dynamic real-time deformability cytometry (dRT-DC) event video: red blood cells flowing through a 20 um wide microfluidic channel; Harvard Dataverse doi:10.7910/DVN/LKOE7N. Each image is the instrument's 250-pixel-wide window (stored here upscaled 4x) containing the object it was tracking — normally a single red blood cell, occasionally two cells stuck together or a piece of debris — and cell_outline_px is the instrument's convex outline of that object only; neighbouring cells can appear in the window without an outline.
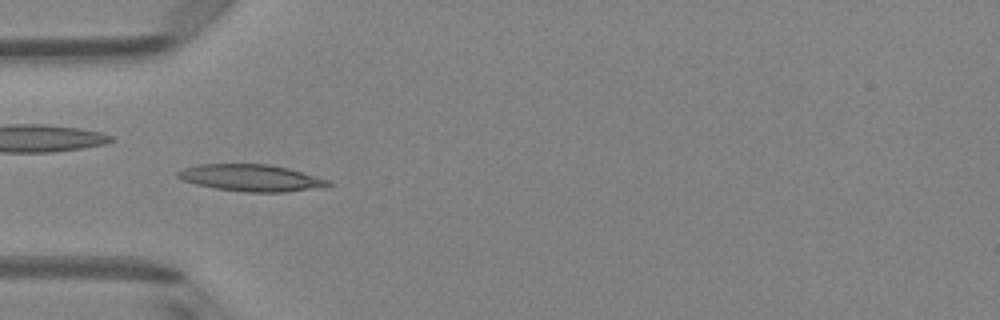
{"species": "Egyptian fruit bat (a non-hibernating species)", "species_latin": "Rousettus aegyptiacus", "temperature_condition": "room temperature", "stored_images_in_passage": 49, "camera_frame_rate_fps": 3000, "um_per_image_px": 0.085, "animal": {"sex": "female"}, "frame": {"image": 1, "passage_image": 15, "time_ms": 4.667, "image_size_px": [1000, 320], "cell_outline_px": [[332, 184], [328, 188], [284, 192], [244, 192], [216, 188], [196, 184], [184, 180], [176, 176], [176, 172], [184, 168], [200, 164], [268, 164], [288, 168], [328, 180]], "centroid_in_image_um": [21.39, 15.13], "position_along_channel_um": 63.6, "area_um2": 23.52}}
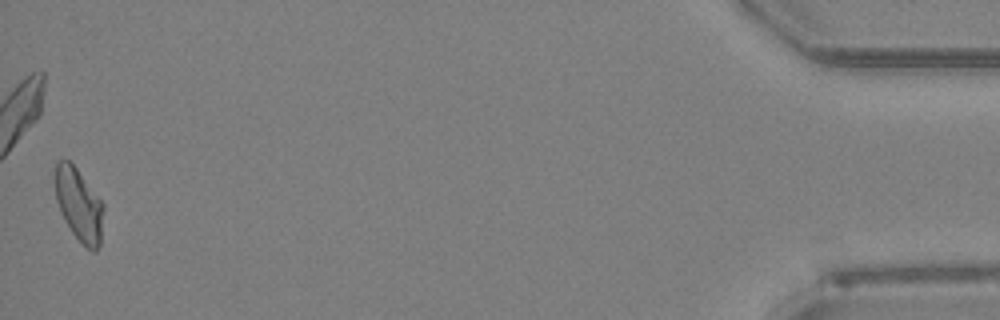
{"frame": {"image": 2, "passage_image": 49, "time_ms": 16.0, "image_size_px": [1000, 320], "cell_outline_px": [[104, 208], [100, 244], [96, 252], [92, 252], [72, 232], [64, 220], [60, 212], [56, 200], [52, 172], [56, 164], [60, 160], [68, 160], [76, 168], [104, 204]], "centroid_in_image_um": [6.68, 17.38], "position_along_channel_um": 428.5, "area_um2": 20.69}, "authors_computed_cell_mechanics": {"area_um2": 21.3282, "velocity_mm_per_s": 4.0473, "shape_relaxation_time_tau1_ms": 5.0586, "shape_relaxation_time_tau2_ms": 2.5114, "deformation_change_tau1": 0.1779, "deformation_change_tau2": 0.1039}}